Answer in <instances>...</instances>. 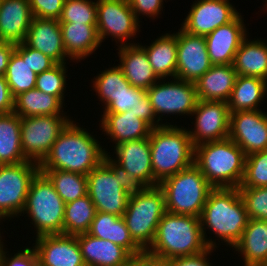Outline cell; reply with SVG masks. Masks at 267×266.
<instances>
[{"instance_id":"obj_1","label":"cell","mask_w":267,"mask_h":266,"mask_svg":"<svg viewBox=\"0 0 267 266\" xmlns=\"http://www.w3.org/2000/svg\"><path fill=\"white\" fill-rule=\"evenodd\" d=\"M248 221L238 188H213L210 191L200 215L201 229L209 248L218 249L221 243H225L223 245L231 250L241 239ZM210 234L217 238H211Z\"/></svg>"},{"instance_id":"obj_2","label":"cell","mask_w":267,"mask_h":266,"mask_svg":"<svg viewBox=\"0 0 267 266\" xmlns=\"http://www.w3.org/2000/svg\"><path fill=\"white\" fill-rule=\"evenodd\" d=\"M88 131L89 129L72 119L39 164V169L61 170L87 176L104 160V155L108 152L98 136Z\"/></svg>"},{"instance_id":"obj_3","label":"cell","mask_w":267,"mask_h":266,"mask_svg":"<svg viewBox=\"0 0 267 266\" xmlns=\"http://www.w3.org/2000/svg\"><path fill=\"white\" fill-rule=\"evenodd\" d=\"M144 186L129 175L108 153L104 160L87 175V194L96 211L122 217L131 194Z\"/></svg>"},{"instance_id":"obj_4","label":"cell","mask_w":267,"mask_h":266,"mask_svg":"<svg viewBox=\"0 0 267 266\" xmlns=\"http://www.w3.org/2000/svg\"><path fill=\"white\" fill-rule=\"evenodd\" d=\"M153 187L194 163V146L185 126L162 125L149 135Z\"/></svg>"},{"instance_id":"obj_5","label":"cell","mask_w":267,"mask_h":266,"mask_svg":"<svg viewBox=\"0 0 267 266\" xmlns=\"http://www.w3.org/2000/svg\"><path fill=\"white\" fill-rule=\"evenodd\" d=\"M209 247L201 229L200 217L165 212L155 239L146 251L162 259L199 254Z\"/></svg>"},{"instance_id":"obj_6","label":"cell","mask_w":267,"mask_h":266,"mask_svg":"<svg viewBox=\"0 0 267 266\" xmlns=\"http://www.w3.org/2000/svg\"><path fill=\"white\" fill-rule=\"evenodd\" d=\"M245 159V153L229 137L194 147V164L213 188H238Z\"/></svg>"},{"instance_id":"obj_7","label":"cell","mask_w":267,"mask_h":266,"mask_svg":"<svg viewBox=\"0 0 267 266\" xmlns=\"http://www.w3.org/2000/svg\"><path fill=\"white\" fill-rule=\"evenodd\" d=\"M65 202L56 192L53 183L42 172L33 178L20 216L29 219L34 237L64 234ZM33 227H32V226Z\"/></svg>"},{"instance_id":"obj_8","label":"cell","mask_w":267,"mask_h":266,"mask_svg":"<svg viewBox=\"0 0 267 266\" xmlns=\"http://www.w3.org/2000/svg\"><path fill=\"white\" fill-rule=\"evenodd\" d=\"M165 212V195L159 186L144 187L130 195L122 217L134 242L144 252L152 245Z\"/></svg>"},{"instance_id":"obj_9","label":"cell","mask_w":267,"mask_h":266,"mask_svg":"<svg viewBox=\"0 0 267 266\" xmlns=\"http://www.w3.org/2000/svg\"><path fill=\"white\" fill-rule=\"evenodd\" d=\"M165 195L167 212L200 217L213 187L193 163L158 185Z\"/></svg>"},{"instance_id":"obj_10","label":"cell","mask_w":267,"mask_h":266,"mask_svg":"<svg viewBox=\"0 0 267 266\" xmlns=\"http://www.w3.org/2000/svg\"><path fill=\"white\" fill-rule=\"evenodd\" d=\"M146 93L162 125H172L167 122V117L171 115L175 118L176 115L190 117L198 102L195 83L178 78L160 79L146 90ZM163 120H166L165 123Z\"/></svg>"},{"instance_id":"obj_11","label":"cell","mask_w":267,"mask_h":266,"mask_svg":"<svg viewBox=\"0 0 267 266\" xmlns=\"http://www.w3.org/2000/svg\"><path fill=\"white\" fill-rule=\"evenodd\" d=\"M39 171V164L30 160L0 165V225L20 218L30 184Z\"/></svg>"},{"instance_id":"obj_12","label":"cell","mask_w":267,"mask_h":266,"mask_svg":"<svg viewBox=\"0 0 267 266\" xmlns=\"http://www.w3.org/2000/svg\"><path fill=\"white\" fill-rule=\"evenodd\" d=\"M67 115L21 117V148L27 160L38 164L43 161L62 130L73 119Z\"/></svg>"},{"instance_id":"obj_13","label":"cell","mask_w":267,"mask_h":266,"mask_svg":"<svg viewBox=\"0 0 267 266\" xmlns=\"http://www.w3.org/2000/svg\"><path fill=\"white\" fill-rule=\"evenodd\" d=\"M140 22L128 0H97L96 26L101 43L109 36L118 44L115 46L138 43L133 38L141 32Z\"/></svg>"},{"instance_id":"obj_14","label":"cell","mask_w":267,"mask_h":266,"mask_svg":"<svg viewBox=\"0 0 267 266\" xmlns=\"http://www.w3.org/2000/svg\"><path fill=\"white\" fill-rule=\"evenodd\" d=\"M191 117L194 128L186 129L194 147L229 137L230 112L226 102L198 100Z\"/></svg>"},{"instance_id":"obj_15","label":"cell","mask_w":267,"mask_h":266,"mask_svg":"<svg viewBox=\"0 0 267 266\" xmlns=\"http://www.w3.org/2000/svg\"><path fill=\"white\" fill-rule=\"evenodd\" d=\"M189 9L180 27L189 34L199 36L210 34L240 14L230 0H195Z\"/></svg>"},{"instance_id":"obj_16","label":"cell","mask_w":267,"mask_h":266,"mask_svg":"<svg viewBox=\"0 0 267 266\" xmlns=\"http://www.w3.org/2000/svg\"><path fill=\"white\" fill-rule=\"evenodd\" d=\"M229 138L246 156L267 150V112L262 110L231 112Z\"/></svg>"},{"instance_id":"obj_17","label":"cell","mask_w":267,"mask_h":266,"mask_svg":"<svg viewBox=\"0 0 267 266\" xmlns=\"http://www.w3.org/2000/svg\"><path fill=\"white\" fill-rule=\"evenodd\" d=\"M212 66L205 36L189 34L180 27L177 31L176 78L195 83Z\"/></svg>"},{"instance_id":"obj_18","label":"cell","mask_w":267,"mask_h":266,"mask_svg":"<svg viewBox=\"0 0 267 266\" xmlns=\"http://www.w3.org/2000/svg\"><path fill=\"white\" fill-rule=\"evenodd\" d=\"M32 246L38 255L39 266H86L76 235L39 236Z\"/></svg>"},{"instance_id":"obj_19","label":"cell","mask_w":267,"mask_h":266,"mask_svg":"<svg viewBox=\"0 0 267 266\" xmlns=\"http://www.w3.org/2000/svg\"><path fill=\"white\" fill-rule=\"evenodd\" d=\"M241 13L230 23L205 36L207 52L213 65L232 64L242 41L249 35Z\"/></svg>"},{"instance_id":"obj_20","label":"cell","mask_w":267,"mask_h":266,"mask_svg":"<svg viewBox=\"0 0 267 266\" xmlns=\"http://www.w3.org/2000/svg\"><path fill=\"white\" fill-rule=\"evenodd\" d=\"M108 155L144 187H153V169L148 138L119 143ZM115 155V156H114Z\"/></svg>"},{"instance_id":"obj_21","label":"cell","mask_w":267,"mask_h":266,"mask_svg":"<svg viewBox=\"0 0 267 266\" xmlns=\"http://www.w3.org/2000/svg\"><path fill=\"white\" fill-rule=\"evenodd\" d=\"M24 43L53 59L56 63H68L62 31L58 19L33 17Z\"/></svg>"},{"instance_id":"obj_22","label":"cell","mask_w":267,"mask_h":266,"mask_svg":"<svg viewBox=\"0 0 267 266\" xmlns=\"http://www.w3.org/2000/svg\"><path fill=\"white\" fill-rule=\"evenodd\" d=\"M76 237L86 266H130L133 256L125 248L88 233Z\"/></svg>"},{"instance_id":"obj_23","label":"cell","mask_w":267,"mask_h":266,"mask_svg":"<svg viewBox=\"0 0 267 266\" xmlns=\"http://www.w3.org/2000/svg\"><path fill=\"white\" fill-rule=\"evenodd\" d=\"M119 63L128 82L137 88L148 90L160 79L157 77L148 61L145 49L141 44L118 46Z\"/></svg>"},{"instance_id":"obj_24","label":"cell","mask_w":267,"mask_h":266,"mask_svg":"<svg viewBox=\"0 0 267 266\" xmlns=\"http://www.w3.org/2000/svg\"><path fill=\"white\" fill-rule=\"evenodd\" d=\"M99 129L102 130L103 136H108L109 142L115 145L125 141L139 140L148 138L151 127L134 113H101Z\"/></svg>"},{"instance_id":"obj_25","label":"cell","mask_w":267,"mask_h":266,"mask_svg":"<svg viewBox=\"0 0 267 266\" xmlns=\"http://www.w3.org/2000/svg\"><path fill=\"white\" fill-rule=\"evenodd\" d=\"M32 18L29 0H0V40L24 42Z\"/></svg>"},{"instance_id":"obj_26","label":"cell","mask_w":267,"mask_h":266,"mask_svg":"<svg viewBox=\"0 0 267 266\" xmlns=\"http://www.w3.org/2000/svg\"><path fill=\"white\" fill-rule=\"evenodd\" d=\"M59 24L66 53L74 63L86 60L102 45L96 25L79 23Z\"/></svg>"},{"instance_id":"obj_27","label":"cell","mask_w":267,"mask_h":266,"mask_svg":"<svg viewBox=\"0 0 267 266\" xmlns=\"http://www.w3.org/2000/svg\"><path fill=\"white\" fill-rule=\"evenodd\" d=\"M233 250L242 256L244 266H267V221L249 219Z\"/></svg>"},{"instance_id":"obj_28","label":"cell","mask_w":267,"mask_h":266,"mask_svg":"<svg viewBox=\"0 0 267 266\" xmlns=\"http://www.w3.org/2000/svg\"><path fill=\"white\" fill-rule=\"evenodd\" d=\"M237 72L232 64L213 65L196 82L198 100L228 102Z\"/></svg>"},{"instance_id":"obj_29","label":"cell","mask_w":267,"mask_h":266,"mask_svg":"<svg viewBox=\"0 0 267 266\" xmlns=\"http://www.w3.org/2000/svg\"><path fill=\"white\" fill-rule=\"evenodd\" d=\"M87 233L125 248L133 257L144 252L134 242L123 217L97 211Z\"/></svg>"},{"instance_id":"obj_30","label":"cell","mask_w":267,"mask_h":266,"mask_svg":"<svg viewBox=\"0 0 267 266\" xmlns=\"http://www.w3.org/2000/svg\"><path fill=\"white\" fill-rule=\"evenodd\" d=\"M248 35L237 50L233 68L239 76L258 77L267 81V39H250Z\"/></svg>"},{"instance_id":"obj_31","label":"cell","mask_w":267,"mask_h":266,"mask_svg":"<svg viewBox=\"0 0 267 266\" xmlns=\"http://www.w3.org/2000/svg\"><path fill=\"white\" fill-rule=\"evenodd\" d=\"M145 49L148 61L159 79L176 78L177 67V32L165 33L158 36Z\"/></svg>"},{"instance_id":"obj_32","label":"cell","mask_w":267,"mask_h":266,"mask_svg":"<svg viewBox=\"0 0 267 266\" xmlns=\"http://www.w3.org/2000/svg\"><path fill=\"white\" fill-rule=\"evenodd\" d=\"M267 98V81L258 77L237 75L227 102L229 112L261 110Z\"/></svg>"},{"instance_id":"obj_33","label":"cell","mask_w":267,"mask_h":266,"mask_svg":"<svg viewBox=\"0 0 267 266\" xmlns=\"http://www.w3.org/2000/svg\"><path fill=\"white\" fill-rule=\"evenodd\" d=\"M65 104L58 97L33 88L15 97L14 113L20 117L66 115Z\"/></svg>"},{"instance_id":"obj_34","label":"cell","mask_w":267,"mask_h":266,"mask_svg":"<svg viewBox=\"0 0 267 266\" xmlns=\"http://www.w3.org/2000/svg\"><path fill=\"white\" fill-rule=\"evenodd\" d=\"M28 161L21 148V117L0 113V165Z\"/></svg>"},{"instance_id":"obj_35","label":"cell","mask_w":267,"mask_h":266,"mask_svg":"<svg viewBox=\"0 0 267 266\" xmlns=\"http://www.w3.org/2000/svg\"><path fill=\"white\" fill-rule=\"evenodd\" d=\"M100 72V73H99ZM91 80L92 91H95L97 98L100 100L102 109L104 110L114 97L128 90L131 84L125 78L123 70L116 65L100 70Z\"/></svg>"},{"instance_id":"obj_36","label":"cell","mask_w":267,"mask_h":266,"mask_svg":"<svg viewBox=\"0 0 267 266\" xmlns=\"http://www.w3.org/2000/svg\"><path fill=\"white\" fill-rule=\"evenodd\" d=\"M96 212L95 205L88 194L65 203L64 234L78 235L87 233Z\"/></svg>"},{"instance_id":"obj_37","label":"cell","mask_w":267,"mask_h":266,"mask_svg":"<svg viewBox=\"0 0 267 266\" xmlns=\"http://www.w3.org/2000/svg\"><path fill=\"white\" fill-rule=\"evenodd\" d=\"M53 183L65 203L87 195V176L61 170H40Z\"/></svg>"},{"instance_id":"obj_38","label":"cell","mask_w":267,"mask_h":266,"mask_svg":"<svg viewBox=\"0 0 267 266\" xmlns=\"http://www.w3.org/2000/svg\"><path fill=\"white\" fill-rule=\"evenodd\" d=\"M4 76L14 98L35 88L37 74L30 69L27 59H22L15 51L10 56Z\"/></svg>"},{"instance_id":"obj_39","label":"cell","mask_w":267,"mask_h":266,"mask_svg":"<svg viewBox=\"0 0 267 266\" xmlns=\"http://www.w3.org/2000/svg\"><path fill=\"white\" fill-rule=\"evenodd\" d=\"M69 63H57L54 67L43 73L37 74L35 88L53 96L58 97L63 103L67 86V75Z\"/></svg>"},{"instance_id":"obj_40","label":"cell","mask_w":267,"mask_h":266,"mask_svg":"<svg viewBox=\"0 0 267 266\" xmlns=\"http://www.w3.org/2000/svg\"><path fill=\"white\" fill-rule=\"evenodd\" d=\"M59 23L96 25L97 0H65Z\"/></svg>"},{"instance_id":"obj_41","label":"cell","mask_w":267,"mask_h":266,"mask_svg":"<svg viewBox=\"0 0 267 266\" xmlns=\"http://www.w3.org/2000/svg\"><path fill=\"white\" fill-rule=\"evenodd\" d=\"M267 187V150L246 156L244 176L238 188Z\"/></svg>"},{"instance_id":"obj_42","label":"cell","mask_w":267,"mask_h":266,"mask_svg":"<svg viewBox=\"0 0 267 266\" xmlns=\"http://www.w3.org/2000/svg\"><path fill=\"white\" fill-rule=\"evenodd\" d=\"M249 219L267 221V187L238 188Z\"/></svg>"},{"instance_id":"obj_43","label":"cell","mask_w":267,"mask_h":266,"mask_svg":"<svg viewBox=\"0 0 267 266\" xmlns=\"http://www.w3.org/2000/svg\"><path fill=\"white\" fill-rule=\"evenodd\" d=\"M3 241L0 244V265L1 266H39L38 255L33 246L28 245L17 252L9 254L7 247ZM13 254V255H12Z\"/></svg>"},{"instance_id":"obj_44","label":"cell","mask_w":267,"mask_h":266,"mask_svg":"<svg viewBox=\"0 0 267 266\" xmlns=\"http://www.w3.org/2000/svg\"><path fill=\"white\" fill-rule=\"evenodd\" d=\"M22 59H27V63L30 66V69L36 74L43 73L46 70L51 69L57 63L43 54L42 52L28 47L24 42L16 44L14 50Z\"/></svg>"},{"instance_id":"obj_45","label":"cell","mask_w":267,"mask_h":266,"mask_svg":"<svg viewBox=\"0 0 267 266\" xmlns=\"http://www.w3.org/2000/svg\"><path fill=\"white\" fill-rule=\"evenodd\" d=\"M146 94V90L130 86L128 90L114 97L112 101L102 113H124L130 109H134L139 99Z\"/></svg>"},{"instance_id":"obj_46","label":"cell","mask_w":267,"mask_h":266,"mask_svg":"<svg viewBox=\"0 0 267 266\" xmlns=\"http://www.w3.org/2000/svg\"><path fill=\"white\" fill-rule=\"evenodd\" d=\"M65 0H29L33 17L59 19Z\"/></svg>"},{"instance_id":"obj_47","label":"cell","mask_w":267,"mask_h":266,"mask_svg":"<svg viewBox=\"0 0 267 266\" xmlns=\"http://www.w3.org/2000/svg\"><path fill=\"white\" fill-rule=\"evenodd\" d=\"M164 1L166 2L167 0H128L132 11L139 21L141 20L140 18H145V16L149 20L150 18L152 20L159 18L162 15L163 7L165 8L163 5Z\"/></svg>"},{"instance_id":"obj_48","label":"cell","mask_w":267,"mask_h":266,"mask_svg":"<svg viewBox=\"0 0 267 266\" xmlns=\"http://www.w3.org/2000/svg\"><path fill=\"white\" fill-rule=\"evenodd\" d=\"M128 112L134 113L138 118L145 121L152 129L162 126L155 115L147 93L139 99L135 108L130 109Z\"/></svg>"},{"instance_id":"obj_49","label":"cell","mask_w":267,"mask_h":266,"mask_svg":"<svg viewBox=\"0 0 267 266\" xmlns=\"http://www.w3.org/2000/svg\"><path fill=\"white\" fill-rule=\"evenodd\" d=\"M215 251L216 249L208 248L199 254L176 257L170 260L172 261V266H215L212 263L213 260H210V255Z\"/></svg>"},{"instance_id":"obj_50","label":"cell","mask_w":267,"mask_h":266,"mask_svg":"<svg viewBox=\"0 0 267 266\" xmlns=\"http://www.w3.org/2000/svg\"><path fill=\"white\" fill-rule=\"evenodd\" d=\"M14 100L4 75H0V113L14 112Z\"/></svg>"},{"instance_id":"obj_51","label":"cell","mask_w":267,"mask_h":266,"mask_svg":"<svg viewBox=\"0 0 267 266\" xmlns=\"http://www.w3.org/2000/svg\"><path fill=\"white\" fill-rule=\"evenodd\" d=\"M130 266H172L170 259H162L143 252L133 257Z\"/></svg>"},{"instance_id":"obj_52","label":"cell","mask_w":267,"mask_h":266,"mask_svg":"<svg viewBox=\"0 0 267 266\" xmlns=\"http://www.w3.org/2000/svg\"><path fill=\"white\" fill-rule=\"evenodd\" d=\"M16 44L0 40V75H5L11 54Z\"/></svg>"},{"instance_id":"obj_53","label":"cell","mask_w":267,"mask_h":266,"mask_svg":"<svg viewBox=\"0 0 267 266\" xmlns=\"http://www.w3.org/2000/svg\"><path fill=\"white\" fill-rule=\"evenodd\" d=\"M2 229H1V226H0V244L4 241L2 238L4 237V234H3V232L1 231ZM2 232V233H1ZM3 236H2V235Z\"/></svg>"},{"instance_id":"obj_54","label":"cell","mask_w":267,"mask_h":266,"mask_svg":"<svg viewBox=\"0 0 267 266\" xmlns=\"http://www.w3.org/2000/svg\"><path fill=\"white\" fill-rule=\"evenodd\" d=\"M264 2H265V3H264L265 5L263 4V6H264V7H263V9H264L263 11H264V13H265V12L267 13V0H265Z\"/></svg>"}]
</instances>
